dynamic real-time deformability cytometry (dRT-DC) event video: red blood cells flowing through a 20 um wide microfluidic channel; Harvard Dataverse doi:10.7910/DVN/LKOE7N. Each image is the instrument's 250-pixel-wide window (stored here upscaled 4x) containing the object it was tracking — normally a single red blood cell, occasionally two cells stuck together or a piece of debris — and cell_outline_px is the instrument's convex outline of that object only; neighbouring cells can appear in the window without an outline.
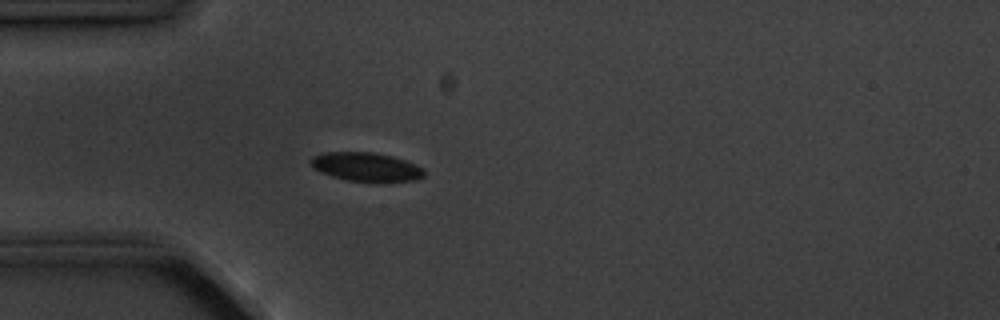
{"species": "common noctule bat (a hibernating species)", "species_latin": "Nyctalus noctula", "temperature_condition": "cold", "stored_images_in_passage": 4, "camera_frame_rate_fps": 3000, "um_per_image_px": 0.085, "animal": {"sex": "male", "body_mass_g": 20.1, "forearm_length_mm": 53.5}, "frame": {"image": 1, "passage_image": 4, "time_ms": 3.667, "image_size_px": [1000, 320], "cell_outline_px": [[424, 176], [412, 180], [348, 180], [332, 176], [320, 172], [312, 168], [308, 164], [308, 160], [312, 156], [320, 152], [372, 152], [392, 156], [404, 160], [424, 168]], "centroid_in_image_um": [31.01, 14.14], "position_along_channel_um": 54.0, "area_um2": 18.73}}